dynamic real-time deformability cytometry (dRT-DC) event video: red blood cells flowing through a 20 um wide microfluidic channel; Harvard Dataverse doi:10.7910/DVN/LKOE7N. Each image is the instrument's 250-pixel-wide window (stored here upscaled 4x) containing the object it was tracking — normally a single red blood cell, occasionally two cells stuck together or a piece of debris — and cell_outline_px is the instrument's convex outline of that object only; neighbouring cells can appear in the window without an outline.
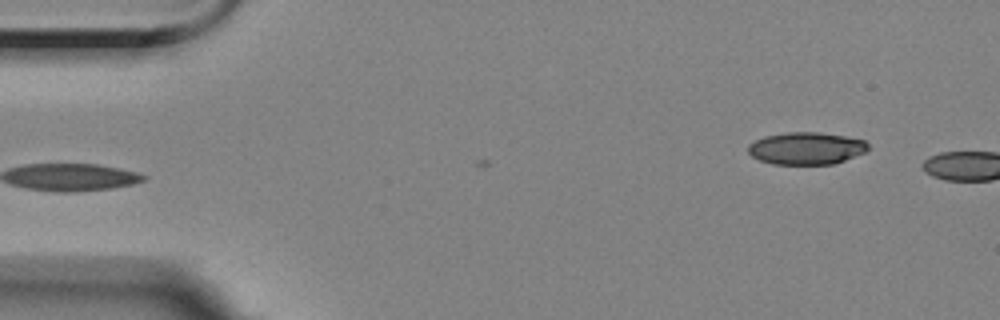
{"species": "Egyptian fruit bat (a non-hibernating species)", "species_latin": "Rousettus aegyptiacus", "temperature_condition": "room temperature", "stored_images_in_passage": 5, "camera_frame_rate_fps": 3000, "um_per_image_px": 0.085, "animal": {"sex": "female"}, "frame": {"image": 1, "passage_image": 5, "time_ms": 5.333, "image_size_px": [1000, 320], "cell_outline_px": [[868, 148], [864, 152], [844, 160], [832, 164], [772, 164], [760, 160], [752, 156], [748, 152], [748, 144], [764, 136], [788, 132], [820, 132], [844, 136], [864, 140], [868, 144]], "centroid_in_image_um": [68.5, 12.6], "position_along_channel_um": 16.5, "area_um2": 22.43}}